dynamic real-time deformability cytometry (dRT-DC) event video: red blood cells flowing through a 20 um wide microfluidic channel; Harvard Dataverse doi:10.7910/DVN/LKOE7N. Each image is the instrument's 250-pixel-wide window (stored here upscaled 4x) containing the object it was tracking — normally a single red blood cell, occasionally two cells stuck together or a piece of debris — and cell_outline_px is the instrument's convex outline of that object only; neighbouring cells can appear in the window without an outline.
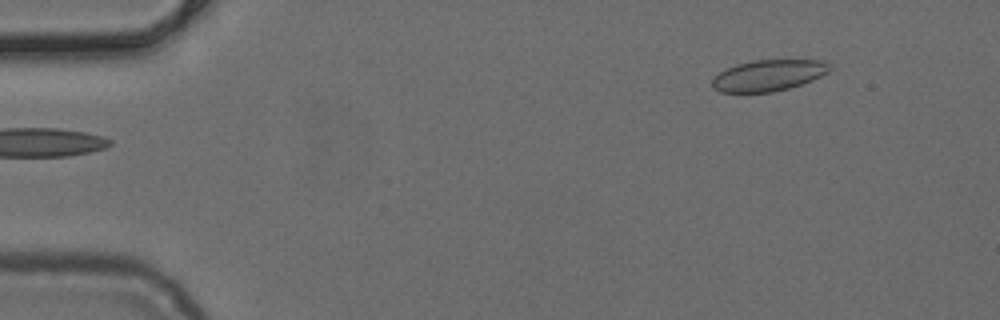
{"species": "common noctule bat (a hibernating species)", "species_latin": "Nyctalus noctula", "temperature_condition": "cold", "stored_images_in_passage": 46, "camera_frame_rate_fps": 3000, "um_per_image_px": 0.085, "animal": {"sex": "female", "body_mass_g": 24.6, "forearm_length_mm": 56.2}, "frame": {"image": 1, "passage_image": 1, "time_ms": 0.0, "image_size_px": [1000, 320], "cell_outline_px": [[832, 68], [828, 72], [812, 80], [788, 88], [772, 92], [720, 92], [712, 88], [712, 80], [720, 72], [736, 64], [752, 60], [820, 60], [832, 64]], "centroid_in_image_um": [65.33, 6.4], "position_along_channel_um": 19.7, "area_um2": 21.27}}
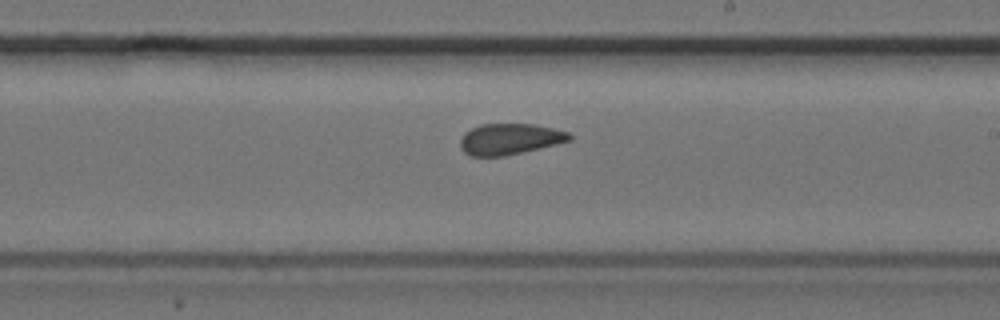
{"frame": {"image": 2, "passage_image": 25, "time_ms": 8.0, "image_size_px": [1000, 320], "cell_outline_px": [[572, 140], [540, 148], [504, 156], [472, 156], [464, 152], [460, 148], [460, 140], [464, 132], [480, 124], [536, 124], [568, 132], [572, 136]], "centroid_in_image_um": [43.31, 11.81], "position_along_channel_um": 245.7, "area_um2": 19.77}}
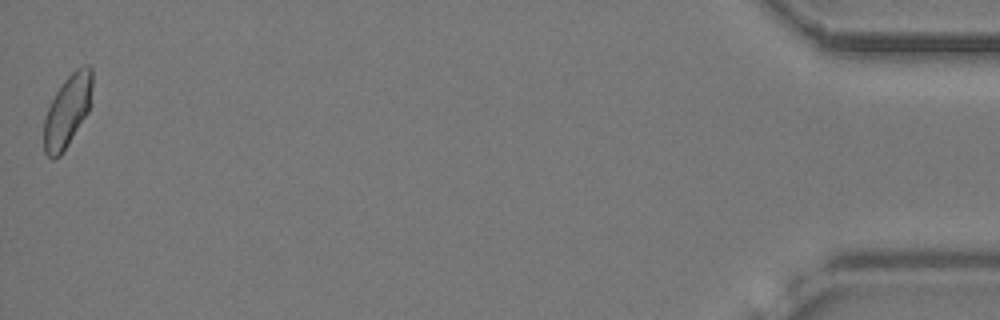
{"frame": {"image": 3, "passage_image": 46, "time_ms": 15.0, "image_size_px": [1000, 320], "cell_outline_px": [[92, 84], [88, 112], [68, 144], [60, 156], [52, 160], [44, 152], [44, 116], [56, 92], [64, 80], [76, 68], [84, 64], [88, 64], [92, 68]], "centroid_in_image_um": [5.72, 9.41], "position_along_channel_um": 429.5, "area_um2": 20.17}}